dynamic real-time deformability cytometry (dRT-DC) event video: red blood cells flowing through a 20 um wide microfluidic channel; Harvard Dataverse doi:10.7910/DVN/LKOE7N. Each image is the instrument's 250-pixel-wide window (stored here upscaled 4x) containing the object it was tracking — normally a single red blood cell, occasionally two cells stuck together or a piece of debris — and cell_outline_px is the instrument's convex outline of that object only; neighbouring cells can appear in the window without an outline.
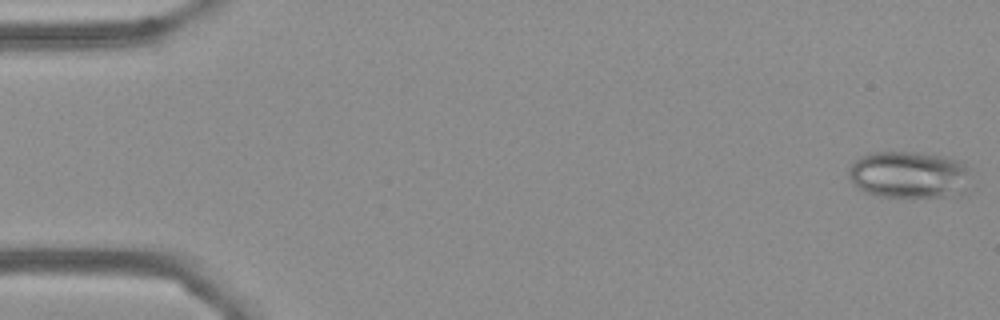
{"species": "Egyptian fruit bat (a non-hibernating species)", "species_latin": "Rousettus aegyptiacus", "temperature_condition": "cold", "stored_images_in_passage": 55, "camera_frame_rate_fps": 3000, "um_per_image_px": 0.085, "frame": {"image": 1, "passage_image": 1, "time_ms": 0.0, "image_size_px": [1000, 320], "cell_outline_px": [[972, 168], [968, 196], [880, 196], [864, 192], [852, 184], [848, 176], [848, 172], [852, 164], [856, 160], [872, 152], [916, 152], [944, 156], [964, 160]], "centroid_in_image_um": [77.42, 14.86], "position_along_channel_um": 7.6, "area_um2": 34.45}}
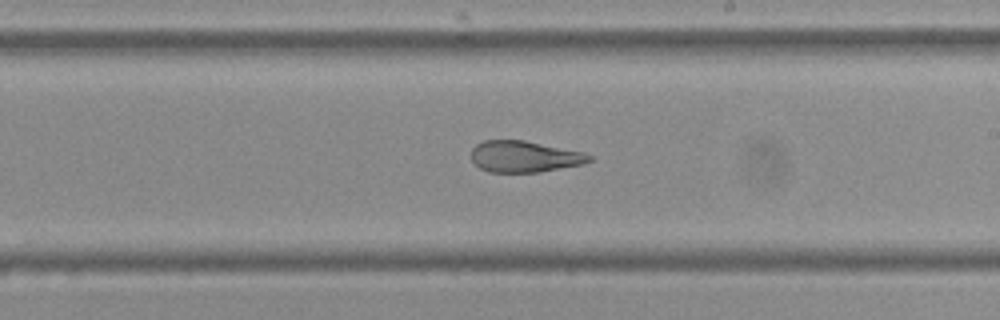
{"frame": {"image": 2, "passage_image": 32, "time_ms": 10.333, "image_size_px": [1000, 320], "cell_outline_px": [[592, 160], [584, 164], [540, 172], [488, 172], [480, 168], [472, 160], [472, 148], [476, 144], [484, 140], [524, 140], [584, 152], [592, 156]], "centroid_in_image_um": [44.59, 13.31], "position_along_channel_um": 244.4, "area_um2": 21.62}}
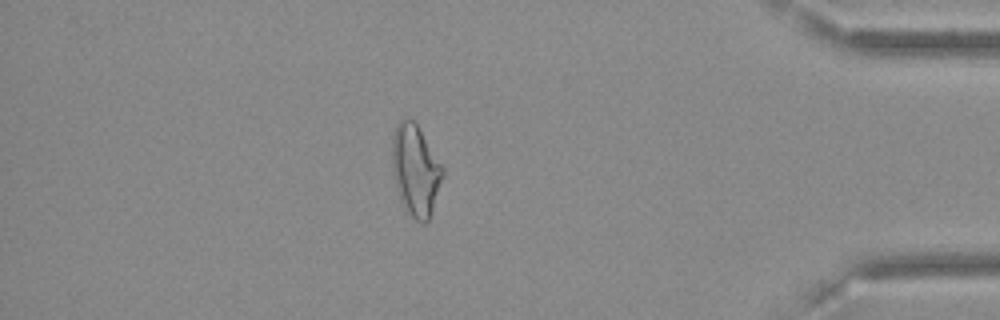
{"frame": {"image": 3, "passage_image": 48, "time_ms": 15.667, "image_size_px": [1000, 320], "cell_outline_px": [[444, 172], [428, 220], [424, 224], [416, 220], [408, 212], [400, 200], [392, 168], [392, 136], [396, 124], [404, 116], [408, 116], [416, 124], [444, 168]], "centroid_in_image_um": [35.29, 14.42], "position_along_channel_um": 399.9, "area_um2": 26.41}, "authors_computed_cell_mechanics": {"area_um2": 25.0274, "velocity_mm_per_s": 3.6317, "shape_relaxation_time_tau1_ms": null, "shape_relaxation_time_tau2_ms": 2.8816, "deformation_change_tau1": null, "deformation_change_tau2": 0.0877}}